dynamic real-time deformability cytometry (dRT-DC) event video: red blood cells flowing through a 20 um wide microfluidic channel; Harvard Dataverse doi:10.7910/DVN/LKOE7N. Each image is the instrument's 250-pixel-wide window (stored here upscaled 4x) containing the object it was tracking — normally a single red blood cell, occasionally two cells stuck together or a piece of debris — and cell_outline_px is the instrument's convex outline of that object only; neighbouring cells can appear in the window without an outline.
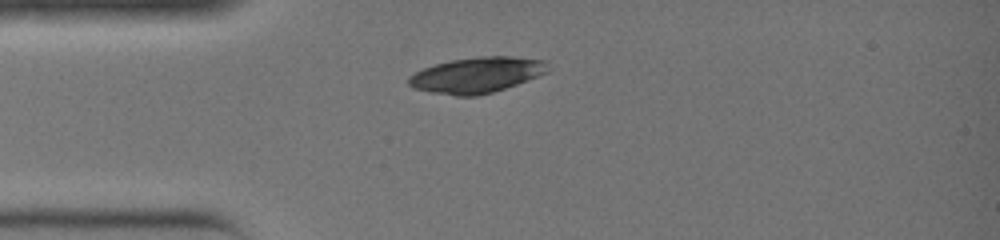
{"species": "common noctule bat (a hibernating species)", "species_latin": "Nyctalus noctula", "temperature_condition": "warm", "stored_images_in_passage": 3, "camera_frame_rate_fps": 3000, "um_per_image_px": 0.085, "animal": {"sex": "female", "body_mass_g": 19.0, "forearm_length_mm": 51.5}, "frame": {"image": 1, "passage_image": 1, "time_ms": 0.0, "image_size_px": [1000, 240], "cell_outline_px": [[548, 72], [516, 84], [492, 92], [476, 96], [456, 96], [432, 92], [412, 88], [408, 84], [408, 76], [424, 68], [436, 64], [452, 60], [476, 56], [512, 56], [548, 60]], "centroid_in_image_um": [40.53, 6.36], "position_along_channel_um": 44.5, "area_um2": 28.9}}